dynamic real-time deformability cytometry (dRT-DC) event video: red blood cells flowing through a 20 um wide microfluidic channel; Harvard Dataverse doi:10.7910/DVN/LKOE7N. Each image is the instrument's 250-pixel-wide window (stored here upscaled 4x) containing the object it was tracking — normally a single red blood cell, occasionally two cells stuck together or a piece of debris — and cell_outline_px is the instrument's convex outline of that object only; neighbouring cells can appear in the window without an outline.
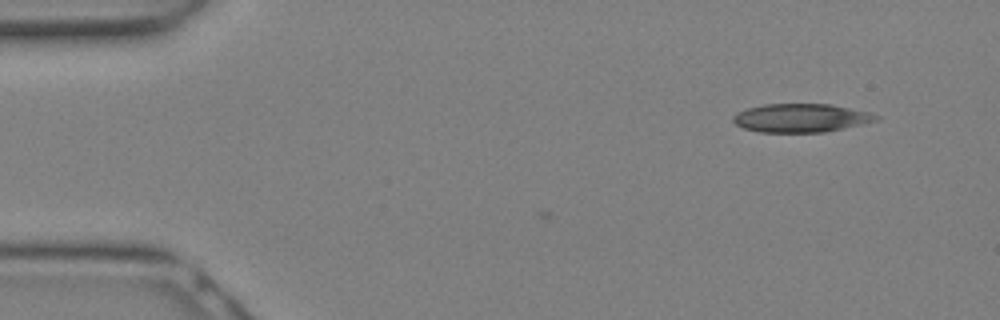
{"species": "Egyptian fruit bat (a non-hibernating species)", "species_latin": "Rousettus aegyptiacus", "temperature_condition": "warm", "stored_images_in_passage": 3, "camera_frame_rate_fps": 3000, "um_per_image_px": 0.085, "animal": {"sex": "female"}, "frame": {"image": 1, "passage_image": 3, "time_ms": 0.667, "image_size_px": [1000, 320], "cell_outline_px": [[880, 120], [844, 128], [824, 132], [760, 132], [744, 128], [736, 124], [732, 120], [732, 116], [736, 112], [748, 108], [764, 104], [832, 104], [872, 112], [880, 116]], "centroid_in_image_um": [68.12, 10.02], "position_along_channel_um": 16.9, "area_um2": 23.93}}